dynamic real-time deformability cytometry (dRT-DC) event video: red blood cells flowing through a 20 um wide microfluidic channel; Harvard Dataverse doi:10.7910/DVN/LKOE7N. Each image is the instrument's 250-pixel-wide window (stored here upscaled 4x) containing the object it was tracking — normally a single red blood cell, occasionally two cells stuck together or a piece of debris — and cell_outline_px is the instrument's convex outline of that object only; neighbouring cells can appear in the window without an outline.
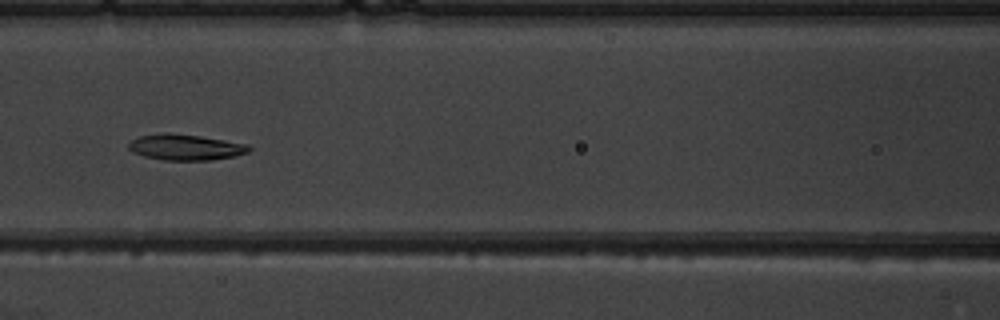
{"species": "common noctule bat (a hibernating species)", "species_latin": "Nyctalus noctula", "temperature_condition": "warm", "stored_images_in_passage": 9, "camera_frame_rate_fps": 3000, "um_per_image_px": 0.085, "animal": {"sex": "male", "body_mass_g": 19.5, "forearm_length_mm": 54.6}, "frame": {"image": 1, "passage_image": 8, "time_ms": 8.333, "image_size_px": [1000, 320], "cell_outline_px": [[252, 148], [248, 152], [236, 156], [212, 160], [164, 160], [144, 156], [132, 152], [128, 148], [128, 144], [132, 140], [140, 136], [160, 132], [168, 132], [200, 136], [248, 144]], "centroid_in_image_um": [15.77, 12.51], "position_along_channel_um": 150.8, "area_um2": 18.26}}
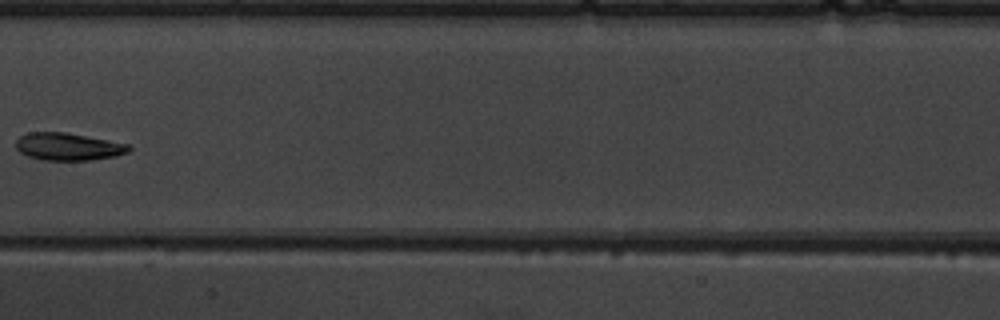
{"frame": {"image": 2, "passage_image": 9, "time_ms": 9.667, "image_size_px": [1000, 320], "cell_outline_px": [[132, 148], [128, 152], [116, 156], [92, 160], [44, 160], [28, 156], [20, 152], [16, 148], [16, 140], [20, 136], [28, 132], [64, 132], [132, 144]], "centroid_in_image_um": [5.83, 12.46], "position_along_channel_um": 201.6, "area_um2": 18.21}}